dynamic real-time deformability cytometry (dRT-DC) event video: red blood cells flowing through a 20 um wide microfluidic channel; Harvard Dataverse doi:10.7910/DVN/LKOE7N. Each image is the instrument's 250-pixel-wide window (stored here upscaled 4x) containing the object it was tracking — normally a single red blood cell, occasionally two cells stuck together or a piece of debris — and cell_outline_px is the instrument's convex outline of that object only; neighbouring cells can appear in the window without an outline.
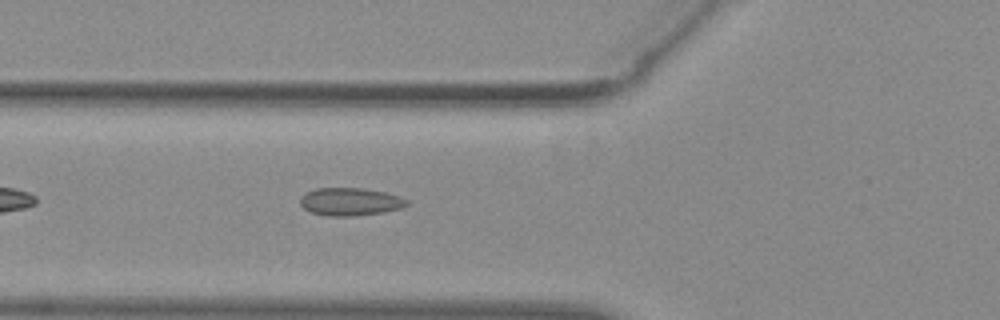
{"species": "common noctule bat (a hibernating species)", "species_latin": "Nyctalus noctula", "temperature_condition": "warm", "stored_images_in_passage": 29, "camera_frame_rate_fps": 3000, "um_per_image_px": 0.085, "animal": {"sex": "female", "body_mass_g": 29.2, "forearm_length_mm": 56.3}, "frame": {"image": 1, "passage_image": 6, "time_ms": 1.667, "image_size_px": [1000, 320], "cell_outline_px": [[408, 204], [400, 208], [384, 212], [352, 216], [328, 216], [312, 212], [304, 208], [300, 204], [300, 196], [316, 188], [360, 188], [384, 192], [400, 196], [408, 200]], "centroid_in_image_um": [29.76, 17.14], "position_along_channel_um": 96.0, "area_um2": 17.17}}
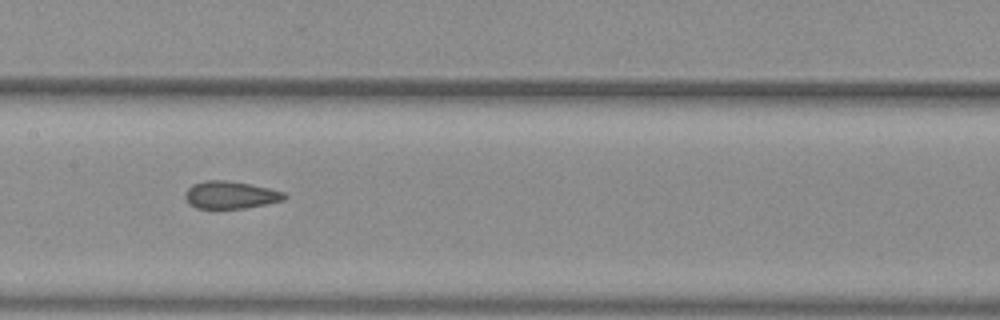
{"frame": {"image": 2, "passage_image": 13, "time_ms": 4.0, "image_size_px": [1000, 320], "cell_outline_px": [[288, 196], [284, 200], [244, 208], [196, 208], [184, 196], [188, 188], [192, 184], [204, 180], [224, 180], [252, 184], [284, 192]], "centroid_in_image_um": [19.6, 16.55], "position_along_channel_um": 187.8, "area_um2": 15.72}}
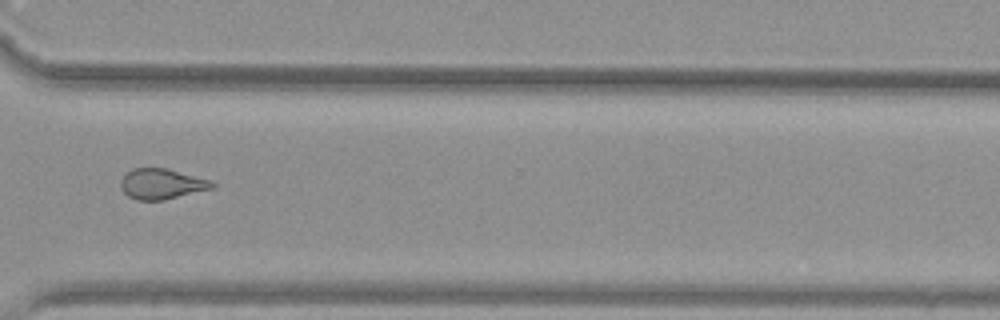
{"frame": {"image": 3, "passage_image": 26, "time_ms": 8.333, "image_size_px": [1000, 320], "cell_outline_px": [[216, 184], [212, 188], [164, 200], [136, 200], [128, 196], [120, 188], [120, 180], [132, 168], [164, 168], [212, 180]], "centroid_in_image_um": [13.72, 15.64], "position_along_channel_um": 356.9, "area_um2": 16.13}, "authors_computed_cell_mechanics": {"area_um2": 16.473, "velocity_mm_per_s": 3.9107, "shape_relaxation_time_tau1_ms": null, "shape_relaxation_time_tau2_ms": 1.6139, "deformation_change_tau1": null, "deformation_change_tau2": 0.0622}}